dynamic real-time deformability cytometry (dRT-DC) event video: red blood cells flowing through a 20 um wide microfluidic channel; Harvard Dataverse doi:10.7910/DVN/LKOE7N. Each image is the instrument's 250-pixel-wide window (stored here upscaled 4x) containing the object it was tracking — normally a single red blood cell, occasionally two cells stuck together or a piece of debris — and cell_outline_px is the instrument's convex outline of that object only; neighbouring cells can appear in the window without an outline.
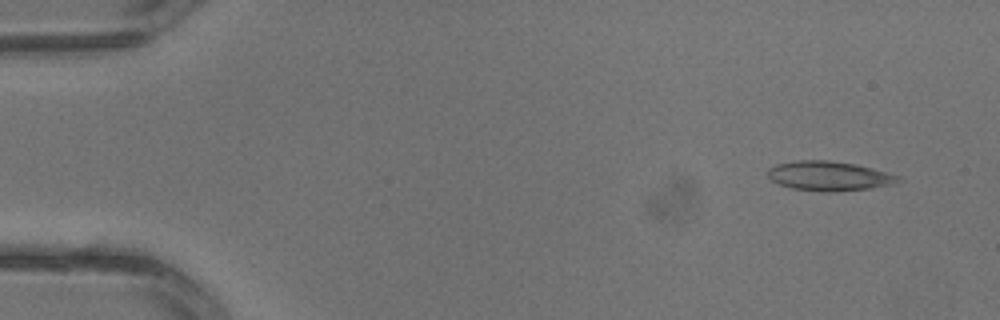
{"species": "common noctule bat (a hibernating species)", "species_latin": "Nyctalus noctula", "temperature_condition": "warm", "stored_images_in_passage": 3, "camera_frame_rate_fps": 3000, "um_per_image_px": 0.085, "animal": {"sex": "male", "body_mass_g": 13.3}, "frame": {"image": 1, "passage_image": 1, "time_ms": 0.0, "image_size_px": [1000, 320], "cell_outline_px": [[904, 180], [892, 184], [872, 188], [828, 192], [824, 192], [792, 188], [780, 184], [772, 180], [768, 176], [768, 168], [776, 164], [796, 160], [828, 160], [856, 164], [900, 176]], "centroid_in_image_um": [70.48, 14.95], "position_along_channel_um": 14.5, "area_um2": 22.37}}
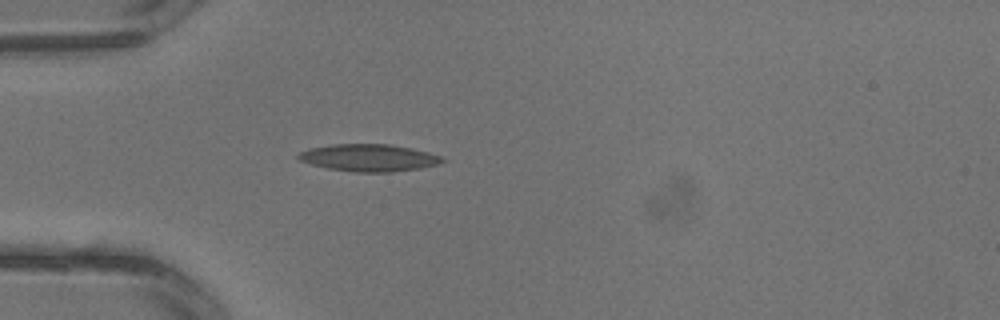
{"frame": {"image": 2, "passage_image": 3, "time_ms": 0.667, "image_size_px": [1000, 320], "cell_outline_px": [[448, 160], [440, 164], [420, 168], [392, 172], [356, 172], [328, 168], [312, 164], [300, 160], [296, 156], [300, 152], [308, 148], [332, 144], [392, 144], [412, 148], [428, 152], [440, 156]], "centroid_in_image_um": [31.39, 13.4], "position_along_channel_um": 53.6, "area_um2": 22.89}}